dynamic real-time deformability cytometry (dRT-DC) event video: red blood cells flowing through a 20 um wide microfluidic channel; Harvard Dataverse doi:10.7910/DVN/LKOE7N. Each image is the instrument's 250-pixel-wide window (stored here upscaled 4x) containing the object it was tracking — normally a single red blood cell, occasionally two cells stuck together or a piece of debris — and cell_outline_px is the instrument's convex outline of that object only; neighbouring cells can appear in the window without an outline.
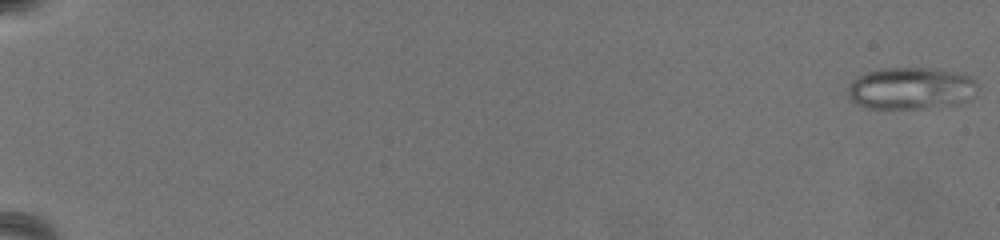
{"species": "common noctule bat (a hibernating species)", "species_latin": "Nyctalus noctula", "temperature_condition": "warm", "stored_images_in_passage": 19, "camera_frame_rate_fps": 3000, "um_per_image_px": 0.085, "animal": {"sex": "female", "body_mass_g": 19.5, "forearm_length_mm": 54.1}, "frame": {"image": 1, "passage_image": 1, "time_ms": 0.0, "image_size_px": [1000, 240], "cell_outline_px": [[976, 96], [960, 104], [928, 108], [868, 108], [852, 104], [848, 96], [848, 84], [856, 76], [880, 68], [932, 68], [956, 72], [972, 76], [976, 80]], "centroid_in_image_um": [77.43, 7.51], "position_along_channel_um": 7.6, "area_um2": 32.43}}